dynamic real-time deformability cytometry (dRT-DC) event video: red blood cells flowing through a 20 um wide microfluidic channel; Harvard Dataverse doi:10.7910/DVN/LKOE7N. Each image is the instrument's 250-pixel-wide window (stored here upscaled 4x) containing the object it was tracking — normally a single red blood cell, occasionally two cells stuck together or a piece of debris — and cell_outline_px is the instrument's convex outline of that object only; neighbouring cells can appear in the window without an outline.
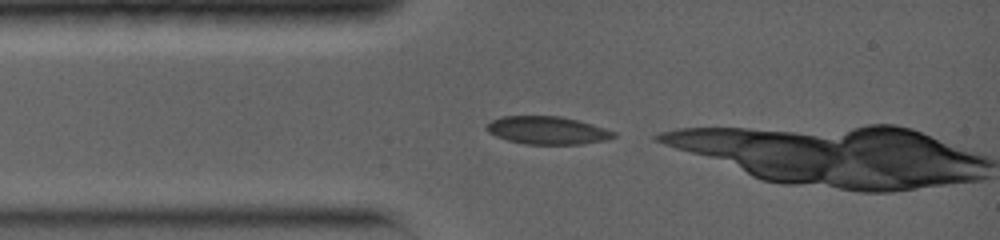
{"species": "common noctule bat (a hibernating species)", "species_latin": "Nyctalus noctula", "temperature_condition": "warm", "stored_images_in_passage": 6, "camera_frame_rate_fps": 5000, "um_per_image_px": 0.085, "animal": {"sex": "female", "body_mass_g": 19.0, "forearm_length_mm": 56.7}, "frame": {"image": 1, "passage_image": 1, "time_ms": 0.0, "image_size_px": [1000, 240], "cell_outline_px": [[616, 136], [608, 140], [580, 144], [524, 144], [508, 140], [496, 136], [488, 132], [484, 128], [492, 120], [500, 116], [560, 116], [592, 124], [616, 132]], "centroid_in_image_um": [46.52, 11.08], "position_along_channel_um": 38.5, "area_um2": 20.63}}